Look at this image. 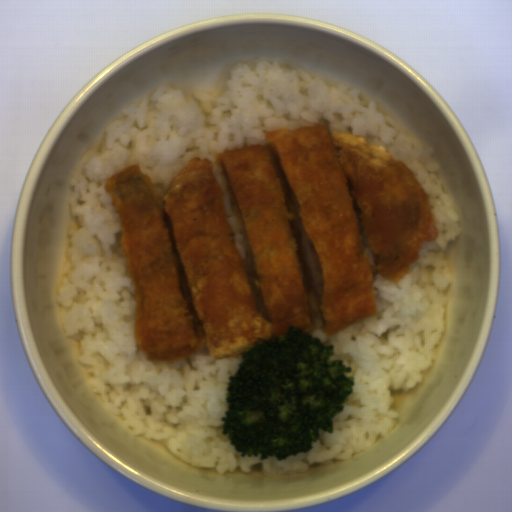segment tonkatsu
Returning a JSON list of instances; mask_svg holds the SVG:
<instances>
[{"label": "tonkatsu", "mask_w": 512, "mask_h": 512, "mask_svg": "<svg viewBox=\"0 0 512 512\" xmlns=\"http://www.w3.org/2000/svg\"><path fill=\"white\" fill-rule=\"evenodd\" d=\"M264 137L220 160L268 321L208 157L189 160L164 195L139 164L105 182L147 360L177 362L204 345L212 358L244 355L289 326L329 336L377 314V277L402 280L422 245L437 239L426 192L386 147L315 125Z\"/></svg>", "instance_id": "tonkatsu-1"}]
</instances>
